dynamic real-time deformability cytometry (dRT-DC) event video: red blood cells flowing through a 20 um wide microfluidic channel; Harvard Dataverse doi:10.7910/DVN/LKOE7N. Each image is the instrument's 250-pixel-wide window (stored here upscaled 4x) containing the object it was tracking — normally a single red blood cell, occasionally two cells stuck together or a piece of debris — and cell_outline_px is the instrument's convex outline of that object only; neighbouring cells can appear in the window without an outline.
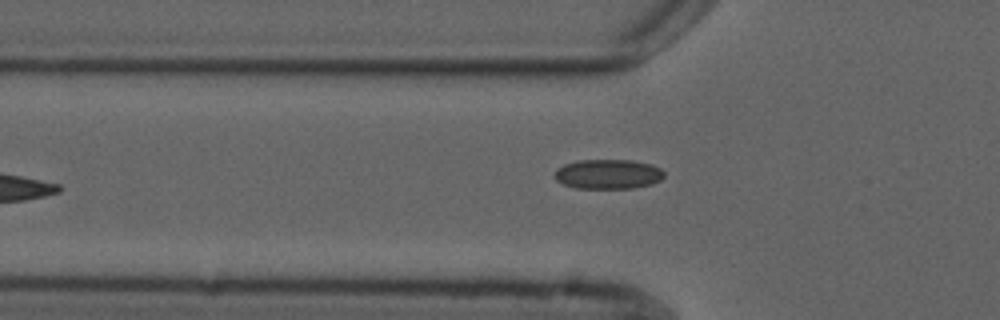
{"species": "common noctule bat (a hibernating species)", "species_latin": "Nyctalus noctula", "temperature_condition": "cold", "stored_images_in_passage": 4, "camera_frame_rate_fps": 3000, "um_per_image_px": 0.085, "animal": {"sex": "male", "forearm_length_mm": 52.5}, "frame": {"image": 1, "passage_image": 4, "time_ms": 3.667, "image_size_px": [1000, 320], "cell_outline_px": [[664, 176], [660, 180], [652, 184], [632, 188], [576, 188], [564, 184], [556, 180], [556, 168], [564, 164], [576, 160], [632, 160], [652, 164], [660, 168], [664, 172]], "centroid_in_image_um": [51.7, 14.79], "position_along_channel_um": 74.1, "area_um2": 18.96}}